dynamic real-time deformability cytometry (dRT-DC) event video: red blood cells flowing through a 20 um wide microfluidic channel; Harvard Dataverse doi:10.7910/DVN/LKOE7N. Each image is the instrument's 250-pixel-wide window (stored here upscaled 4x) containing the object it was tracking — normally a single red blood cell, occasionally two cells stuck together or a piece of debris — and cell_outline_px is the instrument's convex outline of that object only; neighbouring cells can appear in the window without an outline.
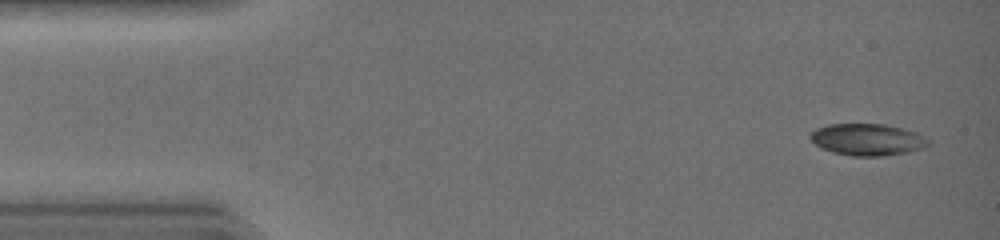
{"species": "common noctule bat (a hibernating species)", "species_latin": "Nyctalus noctula", "temperature_condition": "warm", "stored_images_in_passage": 43, "camera_frame_rate_fps": 3000, "um_per_image_px": 0.085, "animal": {"sex": "female", "body_mass_g": 19.0, "forearm_length_mm": 51.5}, "frame": {"image": 1, "passage_image": 2, "time_ms": 0.333, "image_size_px": [1000, 240], "cell_outline_px": [[928, 144], [920, 148], [908, 152], [884, 156], [848, 156], [832, 152], [820, 148], [808, 136], [816, 128], [828, 124], [884, 124], [916, 132], [924, 136], [928, 140]], "centroid_in_image_um": [73.68, 11.87], "position_along_channel_um": 11.3, "area_um2": 21.79}}
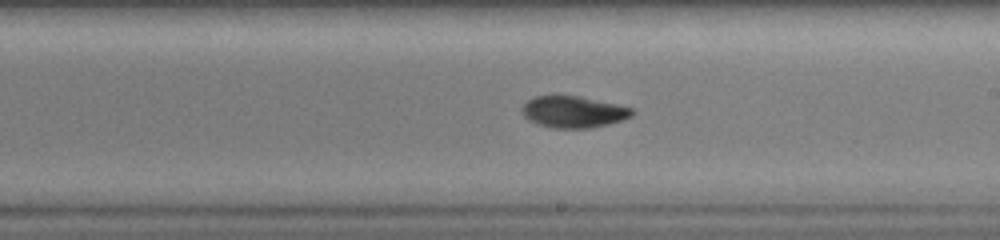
{"frame": {"image": 2, "passage_image": 25, "time_ms": 8.0, "image_size_px": [1000, 240], "cell_outline_px": [[632, 116], [608, 124], [588, 128], [552, 128], [536, 124], [528, 120], [524, 116], [520, 108], [528, 100], [536, 96], [556, 92], [580, 96], [616, 104], [632, 108]], "centroid_in_image_um": [48.65, 9.47], "position_along_channel_um": 240.4, "area_um2": 20.75}}
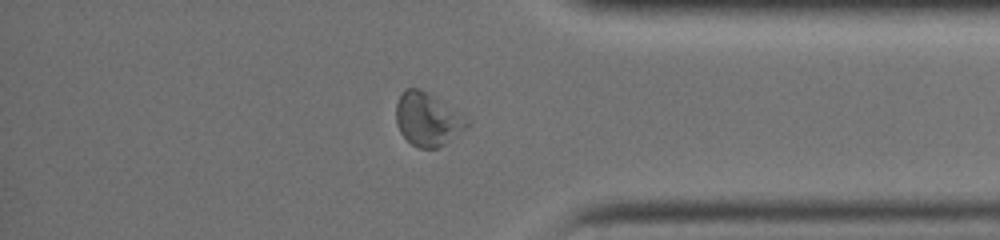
{"frame": {"image": 3, "passage_image": 36, "time_ms": 11.667, "image_size_px": [1000, 240], "cell_outline_px": [[468, 128], [440, 148], [416, 148], [400, 132], [396, 124], [396, 104], [404, 88], [420, 88], [460, 112], [468, 120]], "centroid_in_image_um": [36.35, 10.15], "position_along_channel_um": 398.9, "area_um2": 22.14}, "authors_computed_cell_mechanics": {"area_um2": 20.9236, "velocity_mm_per_s": 4.4392, "shape_relaxation_time_tau1_ms": 3.9721, "shape_relaxation_time_tau2_ms": null, "deformation_change_tau1": 0.1457, "deformation_change_tau2": null}}